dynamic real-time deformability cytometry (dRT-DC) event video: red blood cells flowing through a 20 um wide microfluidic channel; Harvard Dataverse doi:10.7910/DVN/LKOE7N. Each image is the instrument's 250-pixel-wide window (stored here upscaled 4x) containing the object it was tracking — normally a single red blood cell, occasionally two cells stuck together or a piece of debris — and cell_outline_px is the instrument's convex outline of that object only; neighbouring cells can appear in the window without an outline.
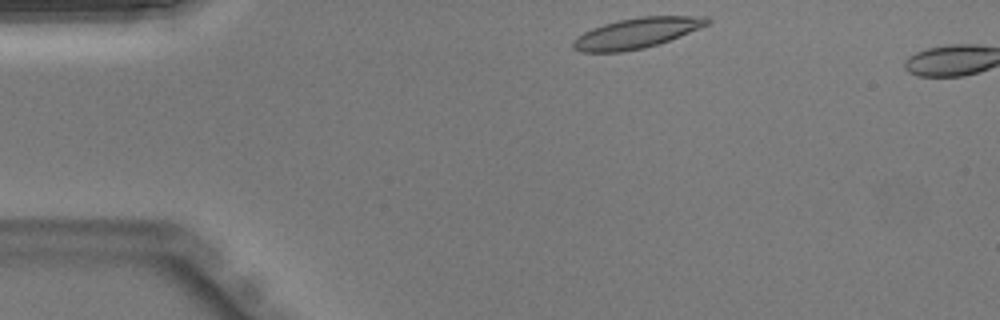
{"species": "Egyptian fruit bat (a non-hibernating species)", "species_latin": "Rousettus aegyptiacus", "temperature_condition": "warm", "stored_images_in_passage": 3, "camera_frame_rate_fps": 3000, "um_per_image_px": 0.085, "animal": {"sex": "male"}, "frame": {"image": 1, "passage_image": 1, "time_ms": 0.0, "image_size_px": [1000, 320], "cell_outline_px": [[712, 20], [708, 24], [680, 36], [644, 48], [620, 52], [580, 52], [572, 48], [572, 40], [576, 36], [592, 28], [616, 20], [640, 16], [708, 16]], "centroid_in_image_um": [54.08, 2.8], "position_along_channel_um": 30.9, "area_um2": 23.76}}